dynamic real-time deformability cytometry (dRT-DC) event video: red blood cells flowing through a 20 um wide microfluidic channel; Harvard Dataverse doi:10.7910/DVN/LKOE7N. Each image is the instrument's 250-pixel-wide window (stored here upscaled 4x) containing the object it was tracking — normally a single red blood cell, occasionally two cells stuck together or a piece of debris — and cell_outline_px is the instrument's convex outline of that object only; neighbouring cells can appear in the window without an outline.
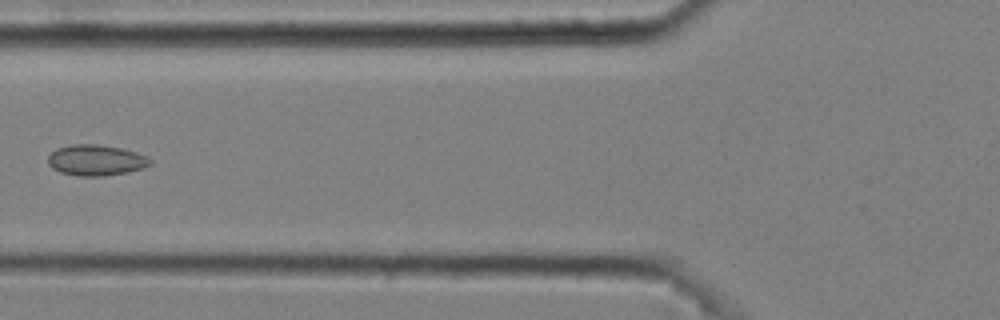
{"species": "common noctule bat (a hibernating species)", "species_latin": "Nyctalus noctula", "temperature_condition": "cold", "stored_images_in_passage": 6, "camera_frame_rate_fps": 3000, "um_per_image_px": 0.085, "animal": {"sex": "male", "body_mass_g": 20.4}, "frame": {"image": 1, "passage_image": 6, "time_ms": 1.667, "image_size_px": [1000, 320], "cell_outline_px": [[152, 164], [144, 168], [128, 172], [100, 176], [76, 176], [60, 172], [52, 168], [48, 164], [48, 156], [56, 148], [72, 144], [96, 144], [120, 148], [136, 152], [148, 156], [152, 160]], "centroid_in_image_um": [8.16, 13.62], "position_along_channel_um": 117.6, "area_um2": 18.5}}